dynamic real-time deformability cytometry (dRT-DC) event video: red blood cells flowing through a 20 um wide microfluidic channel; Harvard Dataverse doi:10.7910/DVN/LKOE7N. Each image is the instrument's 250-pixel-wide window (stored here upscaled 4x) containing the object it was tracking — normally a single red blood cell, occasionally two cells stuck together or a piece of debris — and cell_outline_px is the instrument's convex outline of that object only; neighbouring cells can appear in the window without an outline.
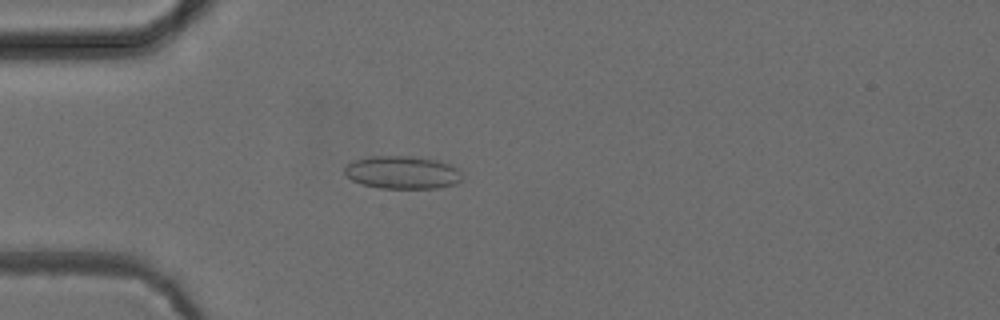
{"species": "common noctule bat (a hibernating species)", "species_latin": "Nyctalus noctula", "temperature_condition": "cold", "stored_images_in_passage": 51, "camera_frame_rate_fps": 3000, "um_per_image_px": 0.085, "animal": {"sex": "female", "body_mass_g": 24.6, "forearm_length_mm": 56.2}, "frame": {"image": 1, "passage_image": 14, "time_ms": 4.333, "image_size_px": [1000, 320], "cell_outline_px": [[460, 180], [456, 184], [436, 188], [380, 188], [364, 184], [352, 180], [344, 172], [344, 168], [348, 164], [356, 160], [368, 156], [412, 156], [436, 160], [460, 168]], "centroid_in_image_um": [34.21, 14.65], "position_along_channel_um": 50.8, "area_um2": 22.37}}
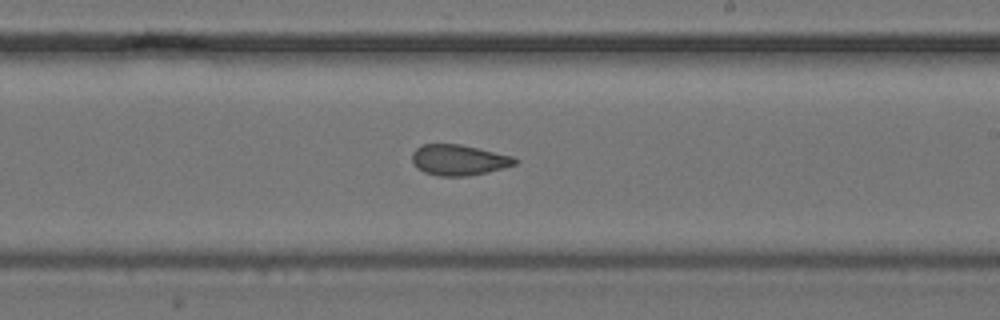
{"frame": {"image": 2, "passage_image": 30, "time_ms": 9.667, "image_size_px": [1000, 320], "cell_outline_px": [[520, 160], [516, 164], [504, 168], [488, 172], [468, 176], [440, 176], [424, 172], [416, 168], [412, 164], [412, 152], [416, 148], [424, 144], [460, 144], [512, 156]], "centroid_in_image_um": [38.98, 13.6], "position_along_channel_um": 250.0, "area_um2": 18.5}}
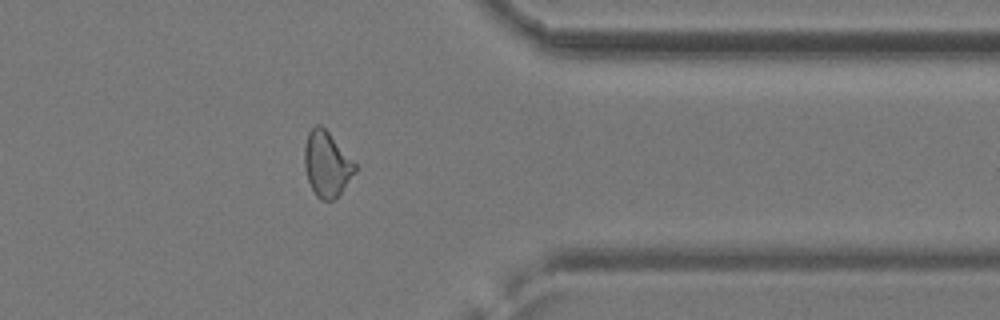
{"frame": {"image": 3, "passage_image": 41, "time_ms": 13.333, "image_size_px": [1000, 320], "cell_outline_px": [[356, 172], [340, 192], [332, 200], [324, 200], [316, 196], [308, 180], [304, 168], [304, 144], [308, 132], [316, 124], [320, 124], [328, 132], [356, 164]], "centroid_in_image_um": [27.75, 13.93], "position_along_channel_um": 383.7, "area_um2": 18.96}, "authors_computed_cell_mechanics": {"area_um2": 19.5942, "velocity_mm_per_s": 3.9448, "shape_relaxation_time_tau1_ms": null, "shape_relaxation_time_tau2_ms": 1.6278, "deformation_change_tau1": null, "deformation_change_tau2": 0.0747}}